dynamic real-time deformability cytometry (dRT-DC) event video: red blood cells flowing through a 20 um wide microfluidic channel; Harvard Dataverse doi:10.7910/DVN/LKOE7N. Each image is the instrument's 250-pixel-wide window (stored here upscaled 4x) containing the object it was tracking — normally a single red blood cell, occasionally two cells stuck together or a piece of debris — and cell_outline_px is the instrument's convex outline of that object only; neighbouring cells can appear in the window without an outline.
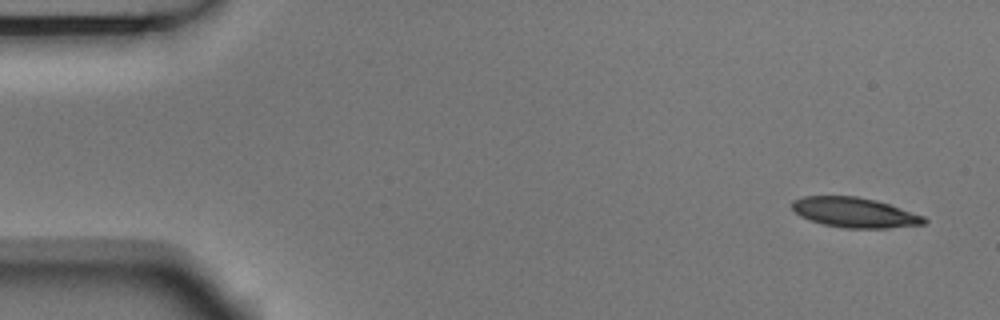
{"species": "Egyptian fruit bat (a non-hibernating species)", "species_latin": "Rousettus aegyptiacus", "temperature_condition": "room temperature", "stored_images_in_passage": 8, "camera_frame_rate_fps": 3000, "um_per_image_px": 0.085, "animal": {"sex": "male"}, "frame": {"image": 1, "passage_image": 1, "time_ms": 0.0, "image_size_px": [1000, 320], "cell_outline_px": [[928, 224], [888, 228], [844, 228], [824, 224], [800, 216], [792, 208], [792, 200], [804, 196], [856, 196], [876, 200], [924, 216], [928, 220]], "centroid_in_image_um": [72.67, 18.06], "position_along_channel_um": 12.3, "area_um2": 23.0}}
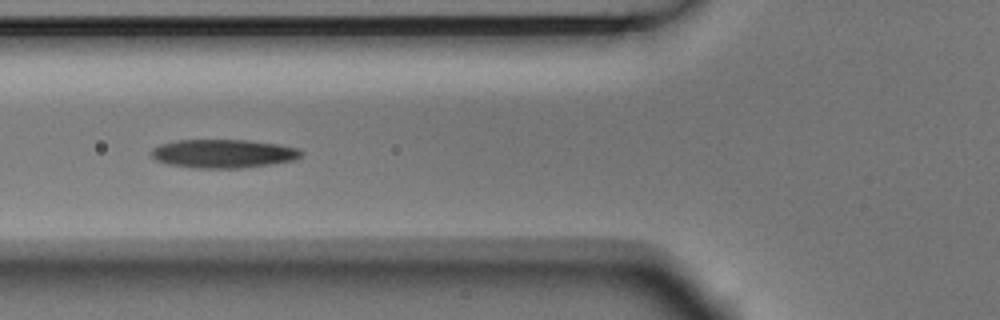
{"frame": {"image": 2, "passage_image": 6, "time_ms": 1.667, "image_size_px": [1000, 320], "cell_outline_px": [[304, 152], [296, 160], [240, 168], [196, 168], [168, 164], [156, 160], [152, 156], [152, 148], [160, 144], [176, 140], [248, 140], [276, 144], [296, 148]], "centroid_in_image_um": [18.96, 13.05], "position_along_channel_um": 106.8, "area_um2": 24.8}}
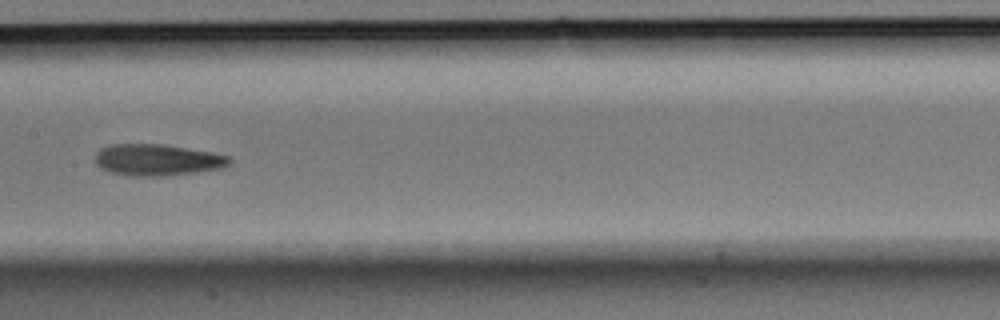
{"frame": {"image": 3, "passage_image": 8, "time_ms": 2.333, "image_size_px": [1000, 320], "cell_outline_px": [[232, 160], [224, 168], [196, 172], [164, 176], [128, 176], [112, 172], [100, 168], [96, 164], [96, 152], [100, 148], [108, 144], [164, 144], [212, 152], [228, 156]], "centroid_in_image_um": [13.36, 13.59], "position_along_channel_um": 194.0, "area_um2": 24.8}}